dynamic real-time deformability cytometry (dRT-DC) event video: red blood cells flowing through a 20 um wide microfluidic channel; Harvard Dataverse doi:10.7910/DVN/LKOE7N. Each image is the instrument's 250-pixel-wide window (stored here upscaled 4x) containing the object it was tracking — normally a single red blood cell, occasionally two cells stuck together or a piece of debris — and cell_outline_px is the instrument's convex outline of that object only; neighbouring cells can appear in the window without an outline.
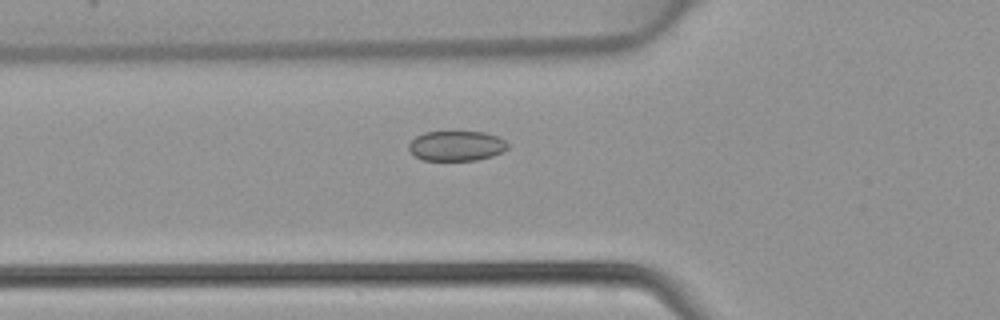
{"species": "common noctule bat (a hibernating species)", "species_latin": "Nyctalus noctula", "temperature_condition": "warm", "stored_images_in_passage": 47, "camera_frame_rate_fps": 3000, "um_per_image_px": 0.085, "animal": {"sex": "female", "body_mass_g": 22.7, "forearm_length_mm": 54.2}, "frame": {"image": 1, "passage_image": 17, "time_ms": 5.333, "image_size_px": [1000, 320], "cell_outline_px": [[508, 148], [492, 156], [476, 160], [424, 160], [416, 156], [408, 148], [408, 144], [416, 136], [424, 132], [484, 132], [496, 136], [504, 140], [508, 144]], "centroid_in_image_um": [38.79, 12.39], "position_along_channel_um": 87.0, "area_um2": 17.11}}
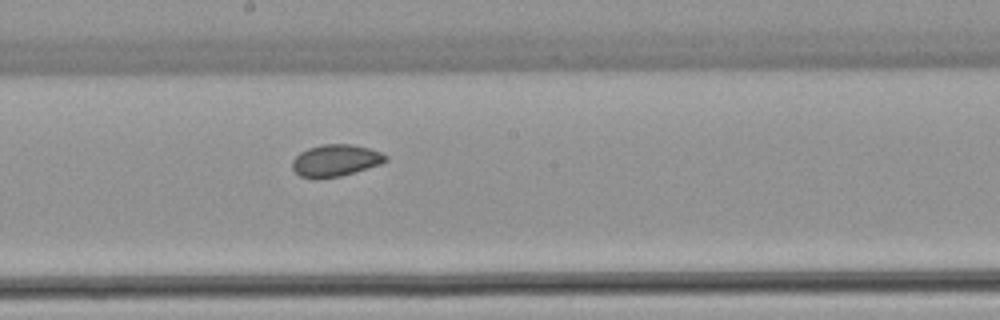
{"frame": {"image": 2, "passage_image": 26, "time_ms": 8.333, "image_size_px": [1000, 320], "cell_outline_px": [[388, 160], [380, 164], [340, 176], [300, 176], [292, 168], [292, 160], [300, 152], [308, 148], [320, 144], [352, 144], [368, 148], [380, 152], [388, 156]], "centroid_in_image_um": [28.54, 13.6], "position_along_channel_um": 219.7, "area_um2": 16.88}}
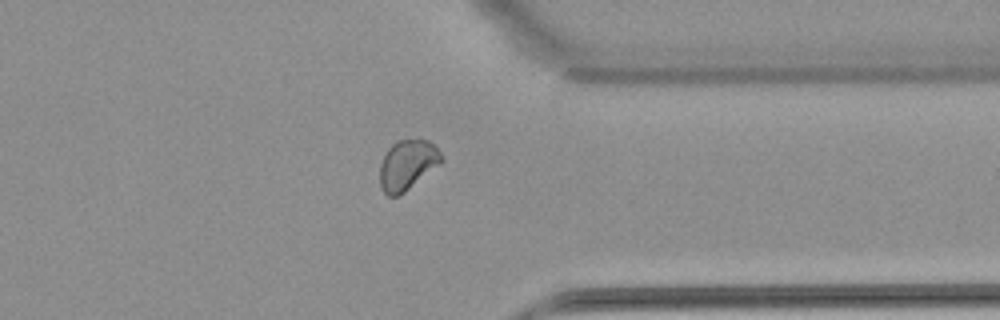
{"frame": {"image": 3, "passage_image": 37, "time_ms": 12.0, "image_size_px": [1000, 320], "cell_outline_px": [[444, 160], [440, 164], [404, 192], [396, 196], [388, 196], [384, 192], [380, 184], [380, 164], [388, 148], [396, 140], [428, 140], [444, 156]], "centroid_in_image_um": [34.63, 14.01], "position_along_channel_um": 376.8, "area_um2": 17.74}}